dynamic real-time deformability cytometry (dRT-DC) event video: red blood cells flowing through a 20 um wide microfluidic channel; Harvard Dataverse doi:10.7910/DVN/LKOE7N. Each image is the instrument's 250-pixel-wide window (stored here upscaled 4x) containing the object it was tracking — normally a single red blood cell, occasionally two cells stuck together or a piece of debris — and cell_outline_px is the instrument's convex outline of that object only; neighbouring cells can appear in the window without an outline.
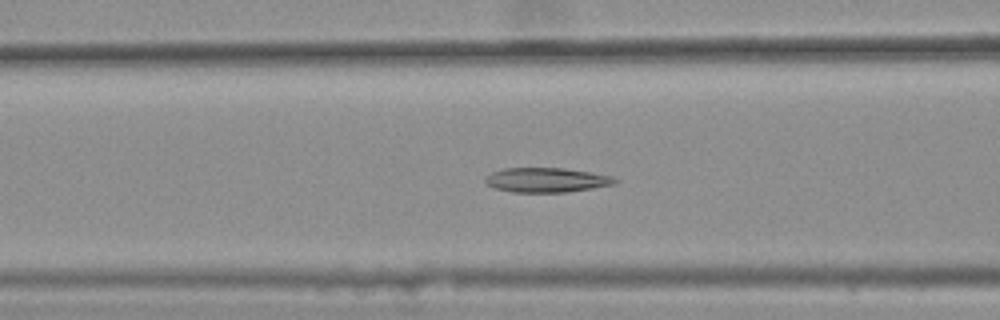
{"species": "common noctule bat (a hibernating species)", "species_latin": "Nyctalus noctula", "temperature_condition": "warm", "stored_images_in_passage": 41, "camera_frame_rate_fps": 3000, "um_per_image_px": 0.085, "animal": {"sex": "female", "body_mass_g": 25.1}, "frame": {"image": 1, "passage_image": 15, "time_ms": 4.667, "image_size_px": [1000, 320], "cell_outline_px": [[620, 180], [616, 184], [568, 192], [512, 192], [496, 188], [488, 184], [484, 180], [484, 176], [492, 172], [504, 168], [564, 168], [612, 176]], "centroid_in_image_um": [46.46, 15.3], "position_along_channel_um": 120.1, "area_um2": 18.55}}
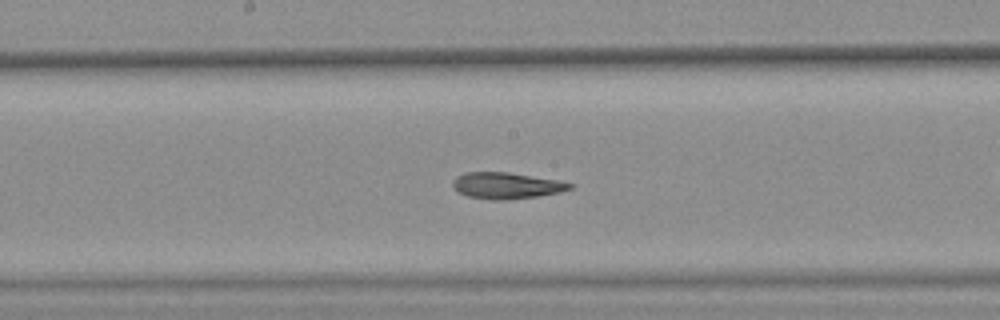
{"frame": {"image": 2, "passage_image": 22, "time_ms": 7.0, "image_size_px": [1000, 320], "cell_outline_px": [[572, 188], [560, 192], [536, 196], [508, 200], [492, 200], [468, 196], [460, 192], [452, 184], [452, 180], [456, 176], [464, 172], [508, 172], [556, 180], [572, 184]], "centroid_in_image_um": [43.01, 15.77], "position_along_channel_um": 205.2, "area_um2": 17.74}}
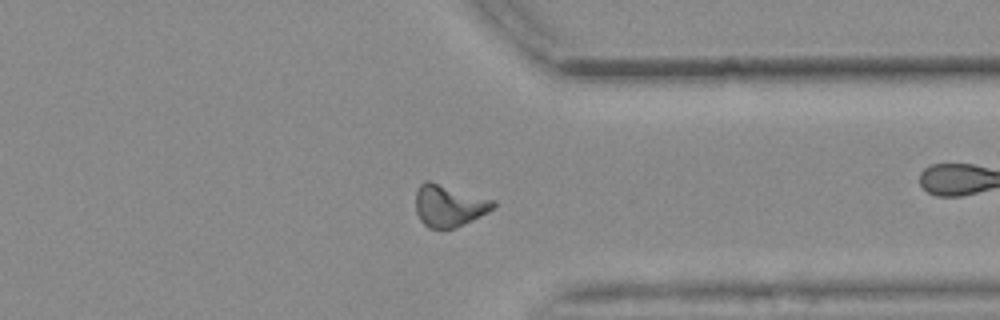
{"frame": {"image": 3, "passage_image": 36, "time_ms": 11.667, "image_size_px": [1000, 320], "cell_outline_px": [[496, 204], [488, 212], [456, 228], [428, 228], [420, 220], [416, 212], [416, 188], [424, 180], [428, 180], [496, 200]], "centroid_in_image_um": [38.15, 17.47], "position_along_channel_um": 373.3, "area_um2": 19.02}, "authors_computed_cell_mechanics": {"area_um2": 18.3226, "velocity_mm_per_s": 3.6453, "shape_relaxation_time_tau1_ms": null, "shape_relaxation_time_tau2_ms": 4.7005, "deformation_change_tau1": null, "deformation_change_tau2": 0.1142}}